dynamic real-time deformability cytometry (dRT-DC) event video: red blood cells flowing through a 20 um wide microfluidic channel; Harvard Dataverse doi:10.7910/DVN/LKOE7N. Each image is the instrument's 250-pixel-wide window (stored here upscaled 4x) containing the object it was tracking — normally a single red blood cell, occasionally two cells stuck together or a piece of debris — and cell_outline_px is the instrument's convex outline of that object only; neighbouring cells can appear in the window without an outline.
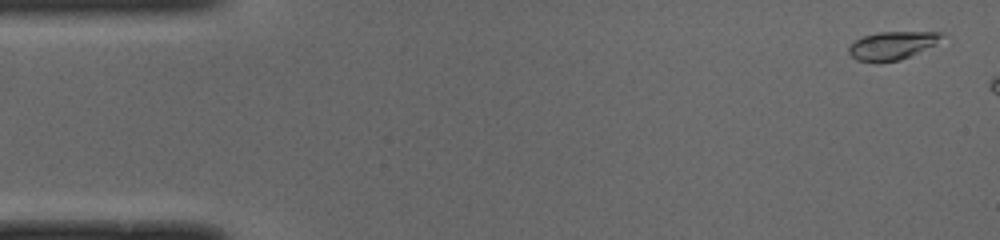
{"species": "common noctule bat (a hibernating species)", "species_latin": "Nyctalus noctula", "temperature_condition": "cold", "stored_images_in_passage": 7, "camera_frame_rate_fps": 3000, "um_per_image_px": 0.085, "animal": {"sex": "male", "body_mass_g": 19.0, "forearm_length_mm": 50.8}, "frame": {"image": 1, "passage_image": 2, "time_ms": 0.333, "image_size_px": [1000, 240], "cell_outline_px": [[948, 36], [900, 60], [856, 60], [848, 52], [848, 48], [856, 40], [864, 36], [880, 32], [944, 32]], "centroid_in_image_um": [75.85, 3.82], "position_along_channel_um": 9.1, "area_um2": 14.51}}